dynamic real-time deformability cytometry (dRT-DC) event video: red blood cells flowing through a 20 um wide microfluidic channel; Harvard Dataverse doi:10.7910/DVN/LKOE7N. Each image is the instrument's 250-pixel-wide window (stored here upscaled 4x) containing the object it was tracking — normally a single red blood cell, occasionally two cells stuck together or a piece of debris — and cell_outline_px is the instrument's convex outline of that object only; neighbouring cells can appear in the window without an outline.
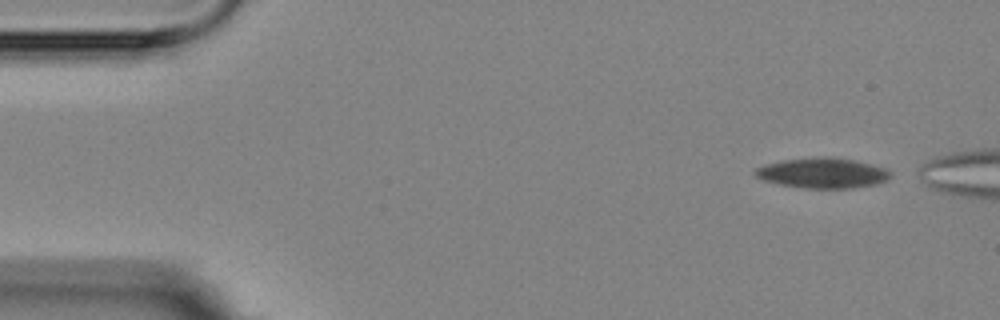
{"species": "Egyptian fruit bat (a non-hibernating species)", "species_latin": "Rousettus aegyptiacus", "temperature_condition": "room temperature", "stored_images_in_passage": 4, "camera_frame_rate_fps": 3000, "um_per_image_px": 0.085, "animal": {"sex": "female"}, "frame": {"image": 1, "passage_image": 1, "time_ms": 0.0, "image_size_px": [1000, 320], "cell_outline_px": [[892, 176], [876, 184], [852, 188], [804, 188], [780, 184], [764, 180], [756, 176], [752, 172], [756, 168], [764, 164], [784, 160], [828, 156], [852, 160], [884, 168]], "centroid_in_image_um": [69.86, 14.71], "position_along_channel_um": 15.1, "area_um2": 23.47}}